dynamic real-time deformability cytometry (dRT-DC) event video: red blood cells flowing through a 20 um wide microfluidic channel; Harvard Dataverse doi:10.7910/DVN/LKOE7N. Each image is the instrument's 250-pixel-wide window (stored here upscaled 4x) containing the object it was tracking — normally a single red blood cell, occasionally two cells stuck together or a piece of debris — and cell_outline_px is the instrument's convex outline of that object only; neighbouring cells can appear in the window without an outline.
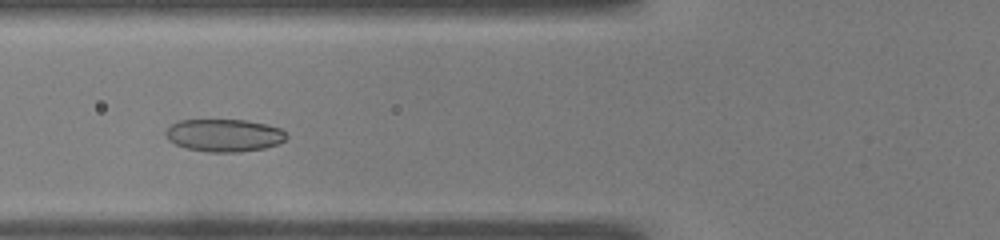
{"species": "common noctule bat (a hibernating species)", "species_latin": "Nyctalus noctula", "temperature_condition": "warm", "stored_images_in_passage": 43, "camera_frame_rate_fps": 3000, "um_per_image_px": 0.085, "animal": {"sex": "male", "body_mass_g": 19.0, "forearm_length_mm": 50.8}, "frame": {"image": 1, "passage_image": 12, "time_ms": 3.667, "image_size_px": [1000, 240], "cell_outline_px": [[288, 136], [284, 140], [276, 144], [264, 148], [240, 152], [208, 152], [188, 148], [176, 144], [168, 140], [164, 132], [172, 124], [180, 120], [244, 120], [264, 124], [280, 128]], "centroid_in_image_um": [19.03, 11.5], "position_along_channel_um": 106.8, "area_um2": 22.72}}
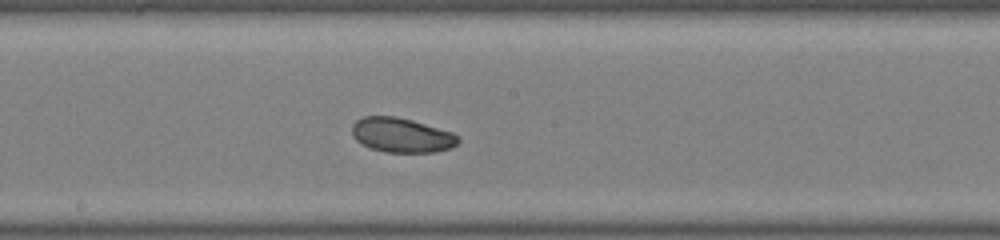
{"frame": {"image": 2, "passage_image": 20, "time_ms": 6.333, "image_size_px": [1000, 240], "cell_outline_px": [[460, 140], [452, 148], [436, 152], [388, 152], [372, 148], [356, 140], [352, 136], [352, 124], [356, 120], [364, 116], [396, 116], [412, 120], [452, 132]], "centroid_in_image_um": [34.13, 11.48], "position_along_channel_um": 214.1, "area_um2": 21.27}}
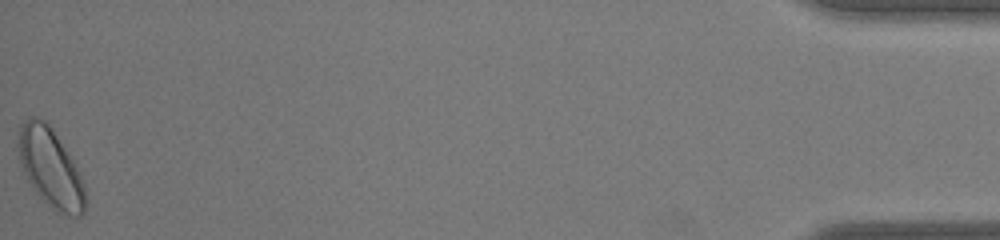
{"frame": {"image": 3, "passage_image": 43, "time_ms": 14.0, "image_size_px": [1000, 240], "cell_outline_px": [[84, 212], [80, 216], [72, 216], [56, 212], [36, 192], [28, 180], [24, 172], [20, 160], [16, 144], [20, 124], [28, 116], [36, 116], [44, 120], [52, 128], [80, 172], [84, 184]], "centroid_in_image_um": [4.26, 14.22], "position_along_channel_um": 430.9, "area_um2": 30.63}, "authors_computed_cell_mechanics": {"area_um2": 23.0622, "velocity_mm_per_s": 4.0354, "shape_relaxation_time_tau1_ms": 2.1718, "shape_relaxation_time_tau2_ms": null, "deformation_change_tau1": 0.0746, "deformation_change_tau2": null}}